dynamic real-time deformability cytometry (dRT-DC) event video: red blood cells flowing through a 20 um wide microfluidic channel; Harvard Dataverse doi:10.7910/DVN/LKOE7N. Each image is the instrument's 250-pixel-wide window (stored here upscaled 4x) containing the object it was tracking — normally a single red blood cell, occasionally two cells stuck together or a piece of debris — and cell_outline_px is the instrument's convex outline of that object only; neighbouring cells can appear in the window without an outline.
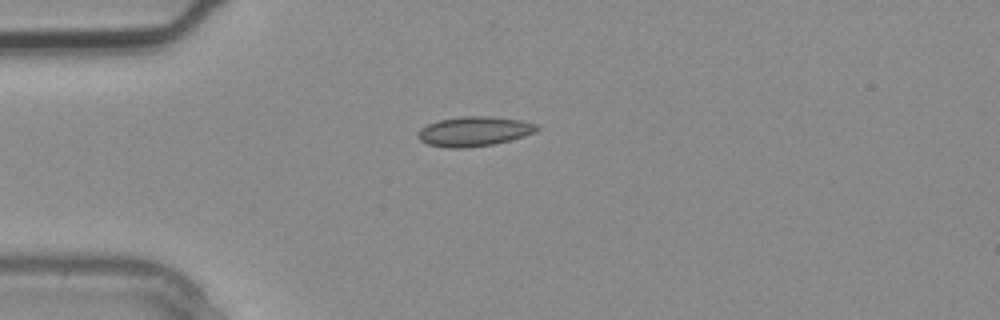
{"species": "common noctule bat (a hibernating species)", "species_latin": "Nyctalus noctula", "temperature_condition": "warm", "stored_images_in_passage": 1, "camera_frame_rate_fps": 3000, "um_per_image_px": 0.085, "animal": {"sex": "male", "body_mass_g": 20.4}, "frame": {"image": 1, "passage_image": 1, "time_ms": 0.0, "image_size_px": [1000, 320], "cell_outline_px": [[540, 128], [536, 132], [524, 136], [492, 144], [468, 148], [448, 148], [428, 144], [420, 140], [416, 136], [416, 132], [420, 128], [428, 124], [440, 120], [460, 116], [488, 116], [520, 120], [536, 124]], "centroid_in_image_um": [40.27, 11.17], "position_along_channel_um": 44.7, "area_um2": 20.58}}